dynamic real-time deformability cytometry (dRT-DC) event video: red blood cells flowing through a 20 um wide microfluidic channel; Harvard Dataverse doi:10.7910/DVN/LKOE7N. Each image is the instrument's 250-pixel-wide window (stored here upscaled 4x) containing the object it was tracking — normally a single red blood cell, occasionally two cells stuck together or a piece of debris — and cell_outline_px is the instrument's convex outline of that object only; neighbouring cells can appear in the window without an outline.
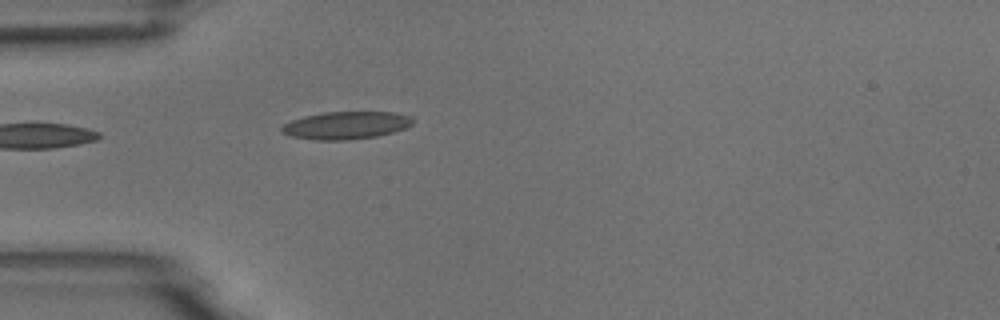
{"species": "common noctule bat (a hibernating species)", "species_latin": "Nyctalus noctula", "temperature_condition": "room temperature", "stored_images_in_passage": 1, "camera_frame_rate_fps": 3000, "um_per_image_px": 0.085, "animal": {"sex": "male", "body_mass_g": 18.8}, "frame": {"image": 1, "passage_image": 1, "time_ms": 0.0, "image_size_px": [1000, 320], "cell_outline_px": [[412, 124], [404, 128], [392, 132], [376, 136], [348, 140], [316, 140], [292, 136], [280, 132], [280, 128], [284, 124], [292, 120], [304, 116], [324, 112], [396, 112], [412, 116]], "centroid_in_image_um": [29.4, 10.65], "position_along_channel_um": 55.6, "area_um2": 21.04}}